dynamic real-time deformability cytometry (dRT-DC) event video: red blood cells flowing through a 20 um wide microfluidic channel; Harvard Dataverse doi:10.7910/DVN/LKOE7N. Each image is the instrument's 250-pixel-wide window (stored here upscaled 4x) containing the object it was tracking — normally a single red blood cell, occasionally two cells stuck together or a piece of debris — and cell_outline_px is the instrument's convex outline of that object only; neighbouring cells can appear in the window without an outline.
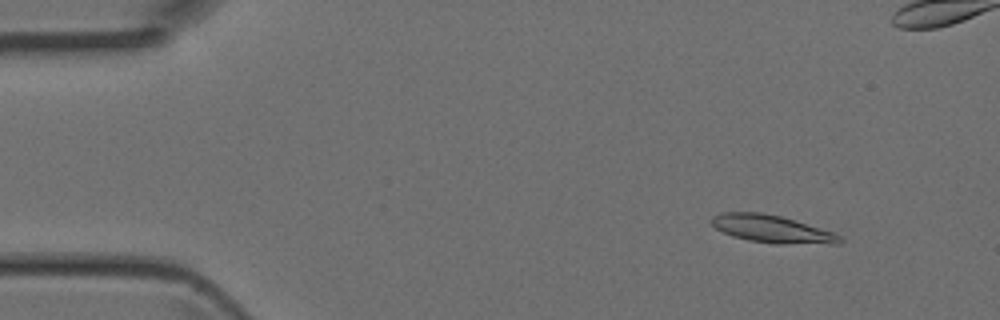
{"species": "Egyptian fruit bat (a non-hibernating species)", "species_latin": "Rousettus aegyptiacus", "temperature_condition": "room temperature", "stored_images_in_passage": 6, "camera_frame_rate_fps": 3000, "um_per_image_px": 0.085, "animal": {"sex": "female"}, "frame": {"image": 1, "passage_image": 2, "time_ms": 0.333, "image_size_px": [1000, 320], "cell_outline_px": [[844, 240], [840, 244], [772, 244], [748, 240], [732, 236], [716, 228], [708, 220], [712, 216], [720, 212], [760, 212], [780, 216], [832, 232], [840, 236]], "centroid_in_image_um": [65.58, 19.47], "position_along_channel_um": 19.4, "area_um2": 20.69}}
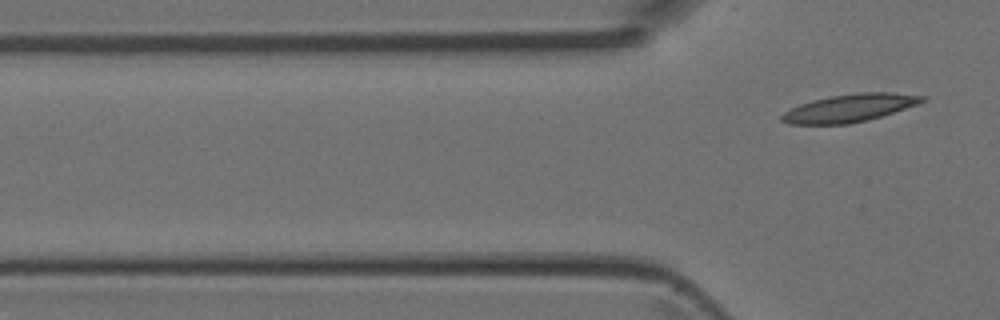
{"frame": {"image": 2, "passage_image": 6, "time_ms": 1.667, "image_size_px": [1000, 320], "cell_outline_px": [[924, 100], [916, 104], [868, 120], [848, 124], [788, 124], [780, 120], [780, 116], [784, 112], [800, 104], [812, 100], [828, 96], [860, 92], [892, 92], [924, 96]], "centroid_in_image_um": [72.15, 9.18], "position_along_channel_um": 53.7, "area_um2": 22.48}}